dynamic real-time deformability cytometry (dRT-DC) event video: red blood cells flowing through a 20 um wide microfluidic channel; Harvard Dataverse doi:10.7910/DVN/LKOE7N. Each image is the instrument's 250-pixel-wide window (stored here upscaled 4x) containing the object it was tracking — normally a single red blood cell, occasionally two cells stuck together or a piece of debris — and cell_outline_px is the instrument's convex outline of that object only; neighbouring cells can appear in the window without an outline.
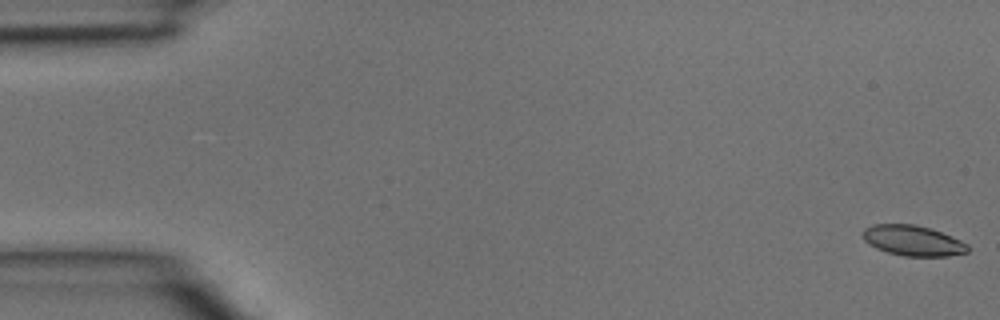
{"species": "common noctule bat (a hibernating species)", "species_latin": "Nyctalus noctula", "temperature_condition": "room temperature", "stored_images_in_passage": 40, "camera_frame_rate_fps": 3000, "um_per_image_px": 0.085, "animal": {"sex": "male", "body_mass_g": 15.6}, "frame": {"image": 1, "passage_image": 1, "time_ms": 0.0, "image_size_px": [1000, 320], "cell_outline_px": [[968, 252], [948, 256], [904, 256], [888, 252], [876, 248], [868, 244], [864, 240], [860, 232], [864, 228], [872, 224], [916, 224], [940, 232], [960, 240], [968, 244]], "centroid_in_image_um": [77.54, 20.44], "position_along_channel_um": 7.5, "area_um2": 18.61}}
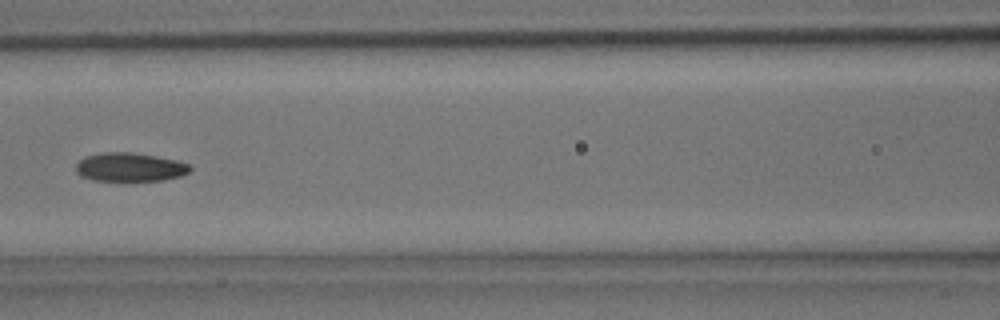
{"frame": {"image": 2, "passage_image": 18, "time_ms": 5.667, "image_size_px": [1000, 320], "cell_outline_px": [[192, 168], [188, 172], [180, 176], [164, 180], [92, 180], [80, 176], [76, 172], [76, 164], [84, 156], [104, 152], [132, 152], [156, 156], [176, 160], [188, 164]], "centroid_in_image_um": [11.01, 14.2], "position_along_channel_um": 155.6, "area_um2": 19.02}}
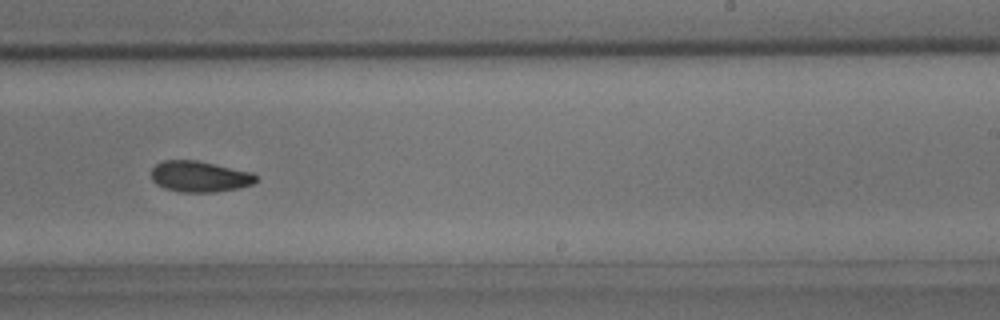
{"frame": {"image": 3, "passage_image": 25, "time_ms": 8.0, "image_size_px": [1000, 320], "cell_outline_px": [[256, 180], [252, 184], [240, 188], [212, 192], [180, 192], [164, 188], [156, 184], [152, 180], [152, 168], [156, 164], [164, 160], [196, 160], [252, 172], [256, 176]], "centroid_in_image_um": [16.95, 15.0], "position_along_channel_um": 272.1, "area_um2": 18.84}}